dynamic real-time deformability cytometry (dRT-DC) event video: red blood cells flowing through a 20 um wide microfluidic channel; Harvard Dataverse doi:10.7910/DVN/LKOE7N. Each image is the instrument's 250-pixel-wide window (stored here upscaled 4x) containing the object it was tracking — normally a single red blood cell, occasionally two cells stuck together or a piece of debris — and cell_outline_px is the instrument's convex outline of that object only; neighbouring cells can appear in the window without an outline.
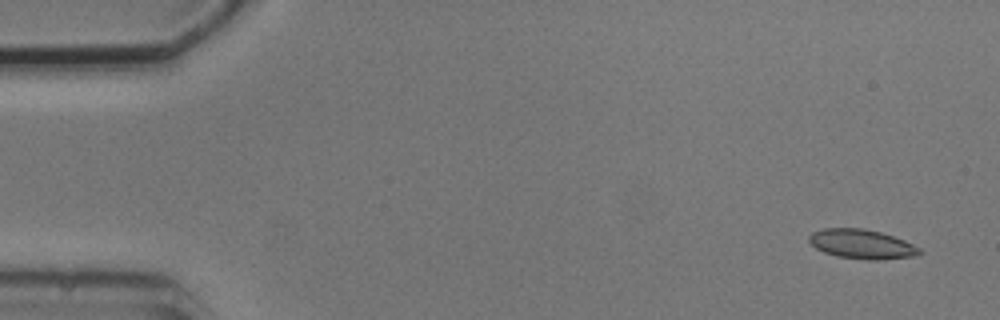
{"species": "common noctule bat (a hibernating species)", "species_latin": "Nyctalus noctula", "temperature_condition": "cold", "stored_images_in_passage": 7, "camera_frame_rate_fps": 3000, "um_per_image_px": 0.085, "animal": {"sex": "male", "body_mass_g": 20.5, "forearm_length_mm": 52.5}, "frame": {"image": 1, "passage_image": 1, "time_ms": 0.0, "image_size_px": [1000, 320], "cell_outline_px": [[924, 252], [916, 256], [880, 260], [868, 260], [836, 256], [824, 252], [816, 248], [808, 240], [808, 236], [812, 232], [824, 228], [864, 228], [880, 232], [904, 240], [920, 248]], "centroid_in_image_um": [73.26, 20.75], "position_along_channel_um": 11.7, "area_um2": 19.02}}
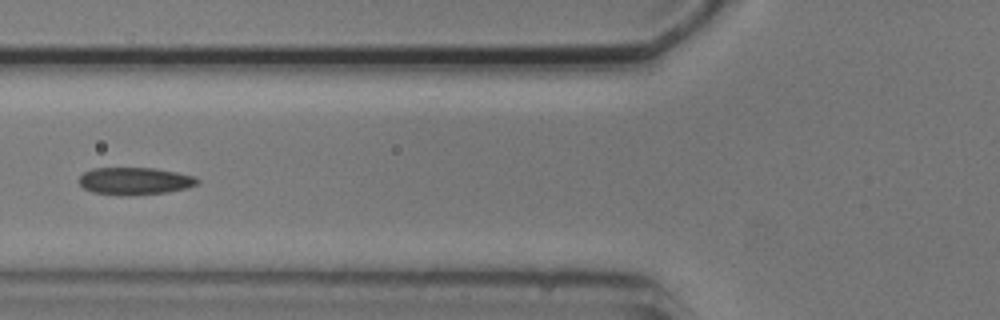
{"frame": {"image": 2, "passage_image": 6, "time_ms": 6.0, "image_size_px": [1000, 320], "cell_outline_px": [[200, 184], [188, 188], [168, 192], [92, 192], [84, 188], [80, 184], [80, 176], [84, 172], [92, 168], [156, 168], [196, 176], [200, 180]], "centroid_in_image_um": [11.55, 15.32], "position_along_channel_um": 114.2, "area_um2": 17.98}}